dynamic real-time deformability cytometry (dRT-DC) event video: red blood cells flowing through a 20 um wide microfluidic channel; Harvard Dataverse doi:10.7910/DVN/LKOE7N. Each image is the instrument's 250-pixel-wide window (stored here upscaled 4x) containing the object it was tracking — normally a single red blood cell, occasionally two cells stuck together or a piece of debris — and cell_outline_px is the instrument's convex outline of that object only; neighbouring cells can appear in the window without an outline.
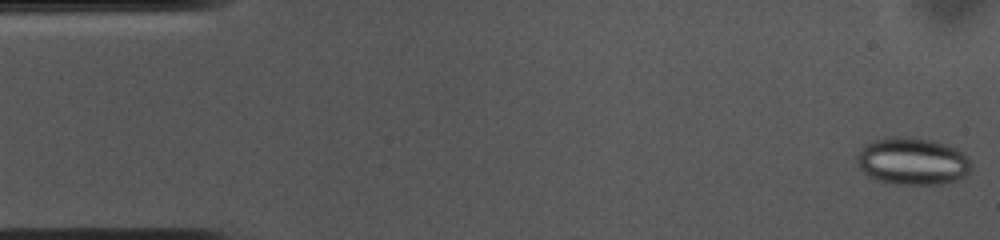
{"species": "common noctule bat (a hibernating species)", "species_latin": "Nyctalus noctula", "temperature_condition": "cold", "stored_images_in_passage": 55, "camera_frame_rate_fps": 3000, "um_per_image_px": 0.085, "animal": {"sex": "female", "body_mass_g": 10.0, "forearm_length_mm": 53.1}, "frame": {"image": 1, "passage_image": 1, "time_ms": 0.0, "image_size_px": [1000, 240], "cell_outline_px": [[972, 168], [964, 176], [956, 180], [944, 184], [892, 184], [868, 176], [856, 168], [856, 156], [860, 148], [864, 144], [872, 140], [892, 136], [908, 136], [932, 140], [956, 148], [968, 156], [972, 160]], "centroid_in_image_um": [77.52, 13.69], "position_along_channel_um": 7.5, "area_um2": 32.14}}
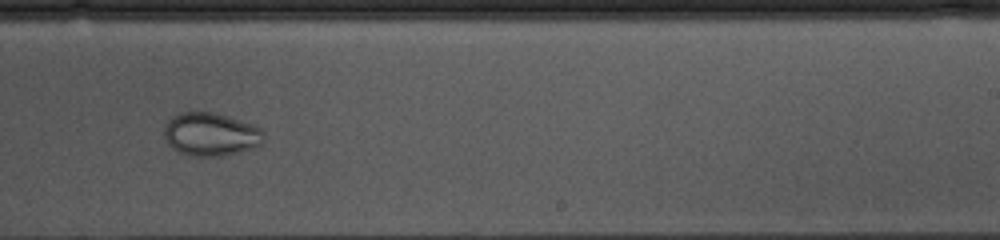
{"frame": {"image": 2, "passage_image": 32, "time_ms": 10.333, "image_size_px": [1000, 240], "cell_outline_px": [[264, 140], [256, 148], [220, 156], [188, 156], [172, 148], [168, 144], [164, 136], [164, 128], [168, 120], [172, 116], [180, 112], [212, 112], [228, 116], [252, 124], [260, 128], [264, 132]], "centroid_in_image_um": [17.91, 11.42], "position_along_channel_um": 271.1, "area_um2": 25.26}}
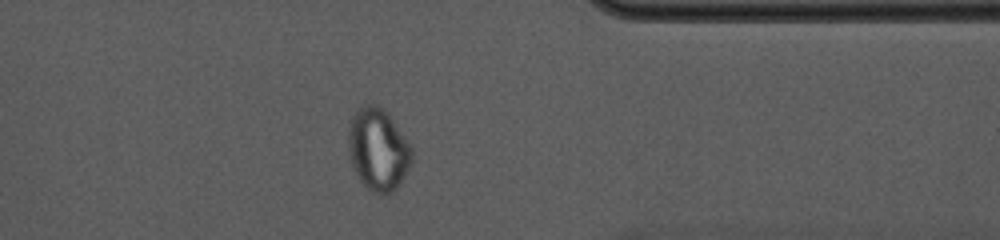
{"frame": {"image": 3, "passage_image": 42, "time_ms": 13.667, "image_size_px": [1000, 240], "cell_outline_px": [[412, 164], [396, 188], [392, 192], [384, 196], [368, 188], [360, 180], [352, 164], [348, 152], [348, 128], [352, 116], [356, 108], [368, 104], [376, 104], [392, 120], [412, 148]], "centroid_in_image_um": [32.12, 12.71], "position_along_channel_um": 379.3, "area_um2": 30.11}, "authors_computed_cell_mechanics": {"area_um2": 29.3624, "velocity_mm_per_s": 3.6274, "shape_relaxation_time_tau1_ms": 7.4256, "shape_relaxation_time_tau2_ms": 3.3644, "deformation_change_tau1": 0.0679, "deformation_change_tau2": 0.0361}}